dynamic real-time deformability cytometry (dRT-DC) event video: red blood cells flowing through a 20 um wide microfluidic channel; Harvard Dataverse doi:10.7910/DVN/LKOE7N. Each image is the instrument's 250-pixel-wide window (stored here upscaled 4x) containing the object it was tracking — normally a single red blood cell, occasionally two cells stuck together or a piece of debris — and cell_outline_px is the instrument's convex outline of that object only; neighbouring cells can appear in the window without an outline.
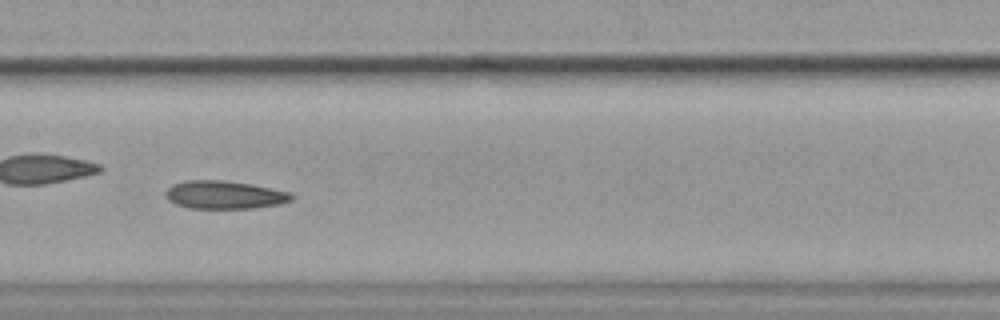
{"species": "common noctule bat (a hibernating species)", "species_latin": "Nyctalus noctula", "temperature_condition": "cold", "stored_images_in_passage": 42, "camera_frame_rate_fps": 3000, "um_per_image_px": 0.085, "animal": {"sex": "female", "body_mass_g": 19.9}, "frame": {"image": 1, "passage_image": 13, "time_ms": 4.0, "image_size_px": [1000, 320], "cell_outline_px": [[296, 196], [292, 200], [280, 204], [256, 208], [188, 208], [176, 204], [168, 200], [164, 196], [164, 192], [172, 184], [188, 180], [224, 180], [252, 184], [292, 192]], "centroid_in_image_um": [19.1, 16.56], "position_along_channel_um": 188.3, "area_um2": 20.92}, "authors_computed_cell_mechanics": {"area_um2": 21.5016, "velocity_mm_per_s": 3.5044, "shape_relaxation_time_tau1_ms": null, "shape_relaxation_time_tau2_ms": 10.529, "deformation_change_tau1": null, "deformation_change_tau2": 0.188}}